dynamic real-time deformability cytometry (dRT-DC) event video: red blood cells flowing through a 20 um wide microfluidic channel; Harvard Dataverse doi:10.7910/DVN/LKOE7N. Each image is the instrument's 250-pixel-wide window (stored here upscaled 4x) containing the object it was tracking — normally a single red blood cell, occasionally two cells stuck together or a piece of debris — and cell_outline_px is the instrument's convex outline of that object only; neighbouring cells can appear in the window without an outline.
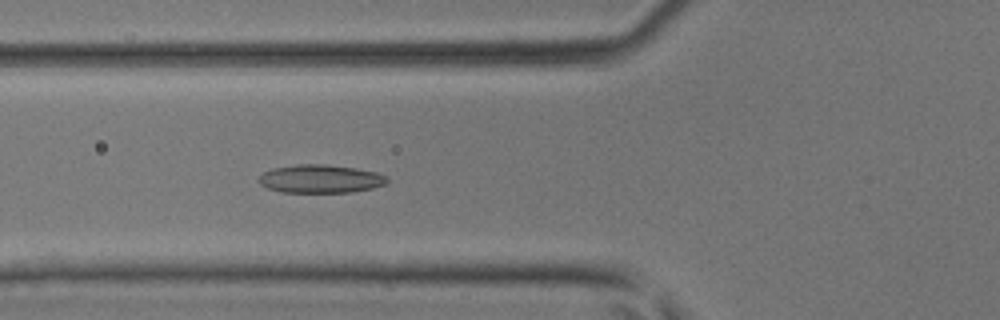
{"species": "common noctule bat (a hibernating species)", "species_latin": "Nyctalus noctula", "temperature_condition": "room temperature", "stored_images_in_passage": 45, "camera_frame_rate_fps": 3000, "um_per_image_px": 0.085, "animal": {"sex": "male", "body_mass_g": 17.9, "forearm_length_mm": 54.2}, "frame": {"image": 1, "passage_image": 16, "time_ms": 5.0, "image_size_px": [1000, 320], "cell_outline_px": [[388, 180], [384, 184], [372, 188], [348, 192], [280, 192], [268, 188], [260, 184], [260, 176], [264, 172], [272, 168], [300, 164], [324, 164], [356, 168], [376, 172], [384, 176]], "centroid_in_image_um": [27.21, 15.2], "position_along_channel_um": 98.6, "area_um2": 20.87}}
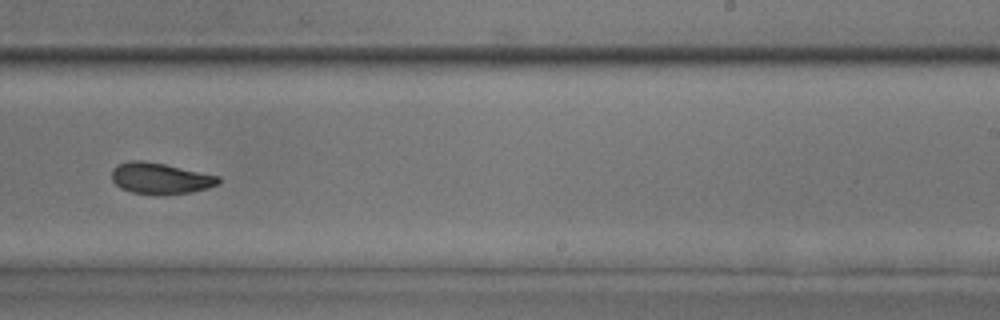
{"frame": {"image": 2, "passage_image": 28, "time_ms": 9.0, "image_size_px": [1000, 320], "cell_outline_px": [[220, 184], [208, 188], [192, 192], [132, 192], [120, 188], [112, 180], [112, 168], [116, 164], [128, 160], [144, 160], [164, 164], [220, 176]], "centroid_in_image_um": [13.61, 15.11], "position_along_channel_um": 275.4, "area_um2": 18.9}}
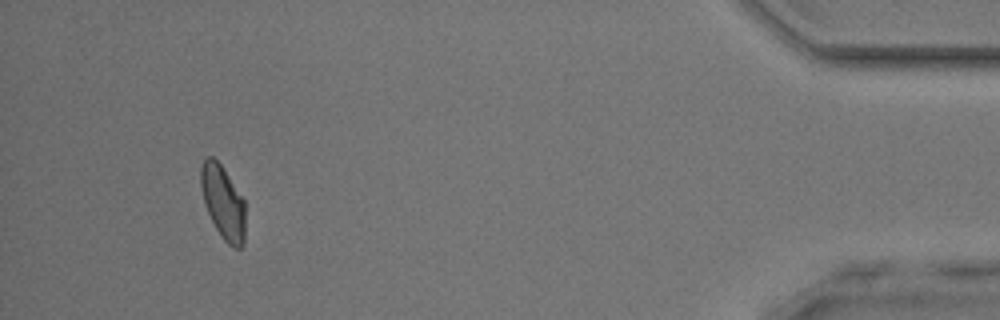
{"frame": {"image": 3, "passage_image": 42, "time_ms": 13.667, "image_size_px": [1000, 320], "cell_outline_px": [[244, 244], [240, 248], [232, 248], [224, 240], [216, 228], [204, 204], [200, 184], [200, 168], [204, 156], [212, 156], [220, 164], [244, 200]], "centroid_in_image_um": [18.93, 17.18], "position_along_channel_um": 416.3, "area_um2": 18.9}}